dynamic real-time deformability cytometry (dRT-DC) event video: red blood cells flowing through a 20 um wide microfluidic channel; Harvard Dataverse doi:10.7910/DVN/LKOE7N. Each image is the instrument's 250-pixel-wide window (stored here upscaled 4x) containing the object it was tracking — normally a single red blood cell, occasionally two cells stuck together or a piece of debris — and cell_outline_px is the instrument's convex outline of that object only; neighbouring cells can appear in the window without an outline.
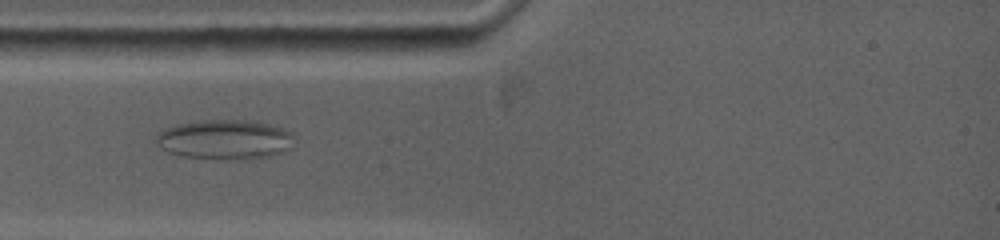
{"species": "common noctule bat (a hibernating species)", "species_latin": "Nyctalus noctula", "temperature_condition": "warm", "stored_images_in_passage": 59, "camera_frame_rate_fps": 5000, "um_per_image_px": 0.085, "animal": {"sex": "female", "body_mass_g": 19.0, "forearm_length_mm": 53.3}, "frame": {"image": 1, "passage_image": 11, "time_ms": 2.0, "image_size_px": [1000, 240], "cell_outline_px": [[288, 136], [280, 152], [268, 156], [184, 156], [172, 152], [164, 148], [156, 140], [156, 136], [160, 132], [176, 124], [200, 120], [244, 120], [268, 124], [280, 128], [288, 132]], "centroid_in_image_um": [18.96, 11.78], "position_along_channel_um": 66.0, "area_um2": 29.13}}
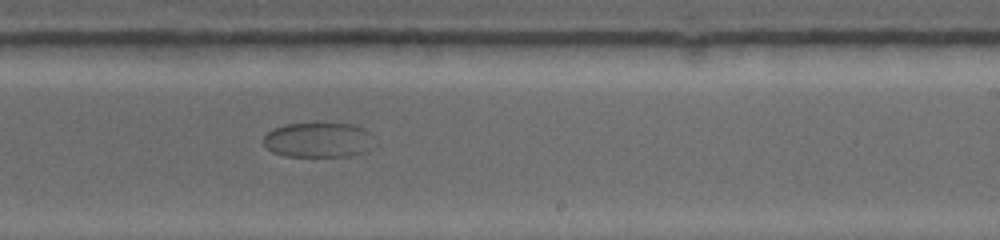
{"frame": {"image": 2, "passage_image": 25, "time_ms": 4.8, "image_size_px": [1000, 240], "cell_outline_px": [[368, 132], [360, 152], [348, 156], [288, 156], [272, 152], [264, 144], [264, 136], [272, 128], [288, 124], [356, 124]], "centroid_in_image_um": [26.86, 11.88], "position_along_channel_um": 262.1, "area_um2": 21.33}}
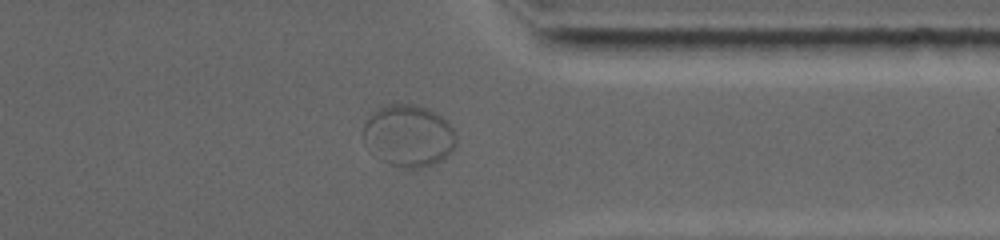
{"frame": {"image": 3, "passage_image": 32, "time_ms": 6.2, "image_size_px": [1000, 240], "cell_outline_px": [[456, 144], [440, 160], [420, 168], [404, 168], [388, 164], [380, 160], [364, 140], [364, 124], [380, 108], [388, 104], [416, 104], [428, 108], [448, 120], [456, 132]], "centroid_in_image_um": [34.77, 11.52], "position_along_channel_um": 376.6, "area_um2": 33.06}}